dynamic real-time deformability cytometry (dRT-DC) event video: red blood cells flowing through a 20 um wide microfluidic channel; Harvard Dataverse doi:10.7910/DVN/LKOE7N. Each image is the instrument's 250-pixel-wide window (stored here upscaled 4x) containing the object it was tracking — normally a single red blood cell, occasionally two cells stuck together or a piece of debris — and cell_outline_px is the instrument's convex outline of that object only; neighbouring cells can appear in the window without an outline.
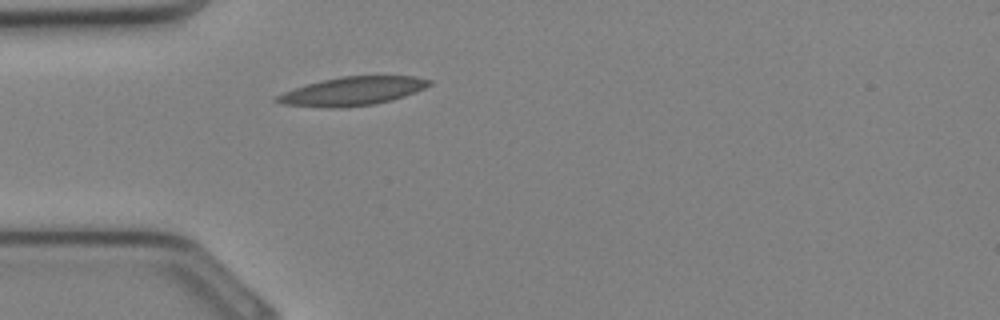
{"species": "Egyptian fruit bat (a non-hibernating species)", "species_latin": "Rousettus aegyptiacus", "temperature_condition": "cold", "stored_images_in_passage": 25, "camera_frame_rate_fps": 3000, "um_per_image_px": 0.085, "animal": {"sex": "female"}, "frame": {"image": 1, "passage_image": 1, "time_ms": 0.0, "image_size_px": [1000, 320], "cell_outline_px": [[432, 84], [416, 92], [392, 100], [376, 104], [340, 108], [328, 108], [284, 104], [272, 100], [276, 96], [284, 92], [308, 84], [340, 76], [416, 76], [432, 80]], "centroid_in_image_um": [30.0, 7.75], "position_along_channel_um": 55.0, "area_um2": 25.32}}
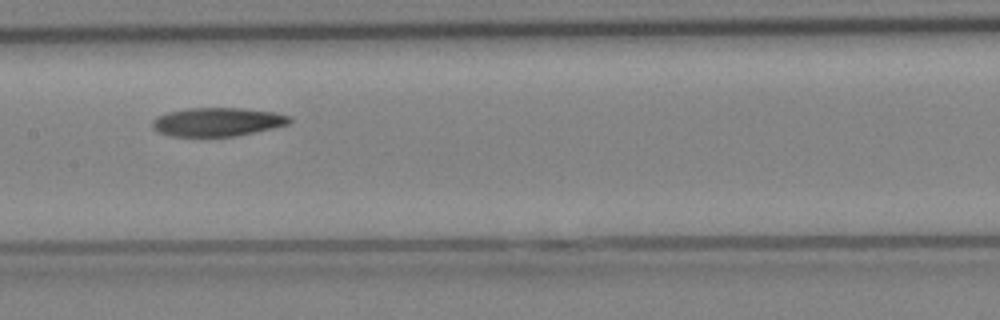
{"frame": {"image": 2, "passage_image": 8, "time_ms": 2.333, "image_size_px": [1000, 320], "cell_outline_px": [[292, 120], [288, 124], [272, 128], [236, 136], [172, 136], [160, 132], [152, 128], [152, 120], [156, 116], [168, 112], [188, 108], [244, 108], [272, 112], [292, 116]], "centroid_in_image_um": [18.47, 10.35], "position_along_channel_um": 188.9, "area_um2": 22.83}}
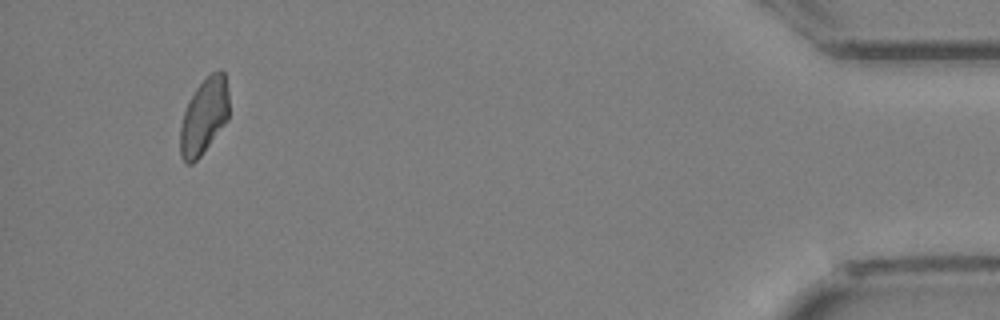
{"frame": {"image": 3, "passage_image": 23, "time_ms": 7.333, "image_size_px": [1000, 320], "cell_outline_px": [[228, 120], [200, 156], [192, 164], [184, 164], [180, 156], [180, 128], [184, 112], [196, 88], [212, 72], [220, 68], [224, 72], [228, 92]], "centroid_in_image_um": [17.34, 9.91], "position_along_channel_um": 417.9, "area_um2": 21.44}}